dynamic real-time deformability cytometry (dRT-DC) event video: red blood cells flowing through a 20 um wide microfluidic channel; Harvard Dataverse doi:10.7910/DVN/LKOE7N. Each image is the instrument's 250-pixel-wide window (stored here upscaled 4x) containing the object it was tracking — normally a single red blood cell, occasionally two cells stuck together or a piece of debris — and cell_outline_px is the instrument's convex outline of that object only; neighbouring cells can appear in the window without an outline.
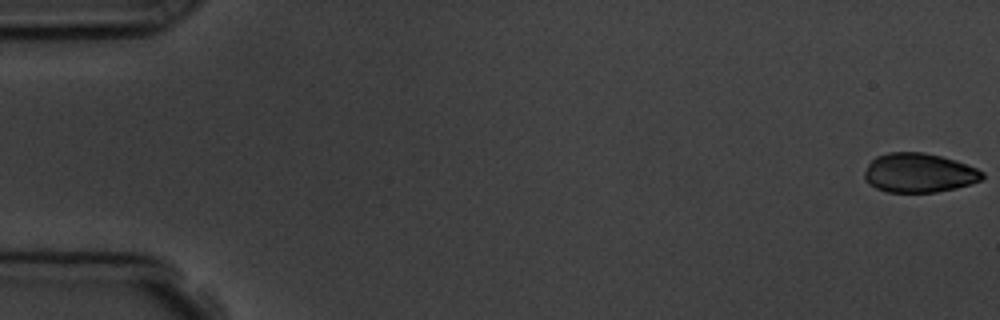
{"species": "common noctule bat (a hibernating species)", "species_latin": "Nyctalus noctula", "temperature_condition": "room temperature", "stored_images_in_passage": 9, "camera_frame_rate_fps": 3000, "um_per_image_px": 0.085, "animal": {"sex": "male", "body_mass_g": 19.5, "forearm_length_mm": 54.6}, "frame": {"image": 1, "passage_image": 1, "time_ms": 0.0, "image_size_px": [1000, 320], "cell_outline_px": [[984, 176], [980, 180], [972, 184], [956, 188], [936, 192], [888, 192], [876, 188], [868, 184], [864, 180], [864, 172], [868, 164], [876, 156], [888, 152], [924, 152], [956, 160], [976, 168], [984, 172]], "centroid_in_image_um": [78.1, 14.69], "position_along_channel_um": 6.9, "area_um2": 27.11}}
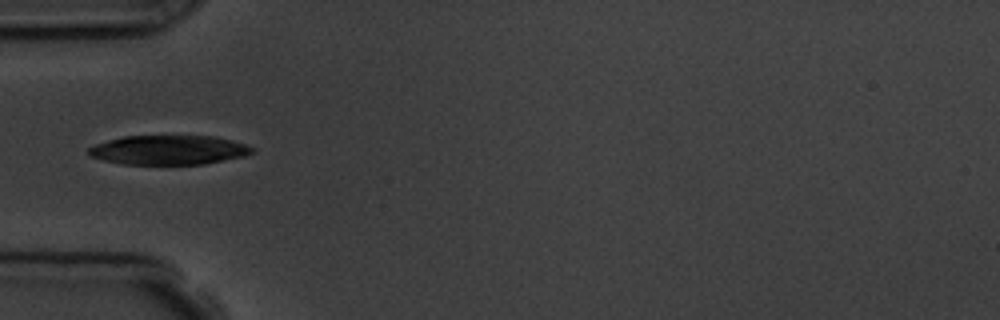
{"frame": {"image": 2, "passage_image": 6, "time_ms": 5.667, "image_size_px": [1000, 320], "cell_outline_px": [[256, 152], [244, 156], [204, 164], [120, 164], [104, 160], [92, 156], [88, 152], [88, 148], [96, 144], [108, 140], [124, 136], [212, 136], [232, 140], [256, 148]], "centroid_in_image_um": [14.38, 12.75], "position_along_channel_um": 70.6, "area_um2": 27.92}}